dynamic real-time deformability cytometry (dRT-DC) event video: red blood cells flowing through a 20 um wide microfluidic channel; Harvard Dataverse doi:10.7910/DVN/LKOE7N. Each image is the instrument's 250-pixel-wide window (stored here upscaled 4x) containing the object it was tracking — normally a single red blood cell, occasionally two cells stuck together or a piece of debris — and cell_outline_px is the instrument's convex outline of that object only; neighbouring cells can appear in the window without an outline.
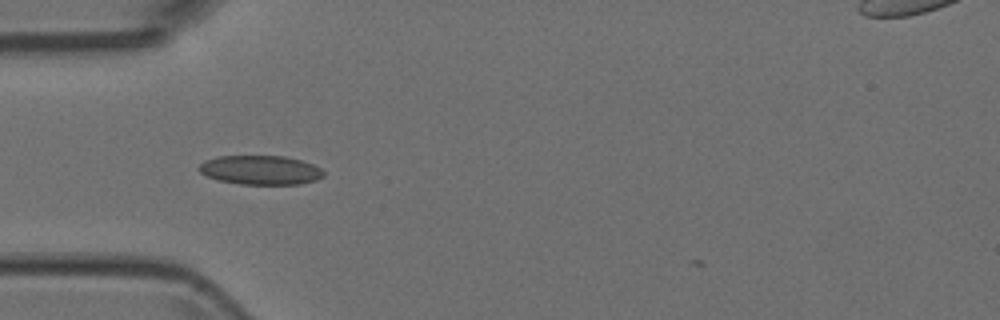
{"species": "Egyptian fruit bat (a non-hibernating species)", "species_latin": "Rousettus aegyptiacus", "temperature_condition": "room temperature", "stored_images_in_passage": 6, "camera_frame_rate_fps": 3000, "um_per_image_px": 0.085, "animal": {"sex": "female"}, "frame": {"image": 1, "passage_image": 1, "time_ms": 0.0, "image_size_px": [1000, 320], "cell_outline_px": [[324, 176], [316, 180], [300, 184], [240, 184], [220, 180], [208, 176], [200, 172], [196, 168], [204, 160], [216, 156], [284, 156], [300, 160], [312, 164], [320, 168], [324, 172]], "centroid_in_image_um": [22.12, 14.45], "position_along_channel_um": 62.9, "area_um2": 21.15}}
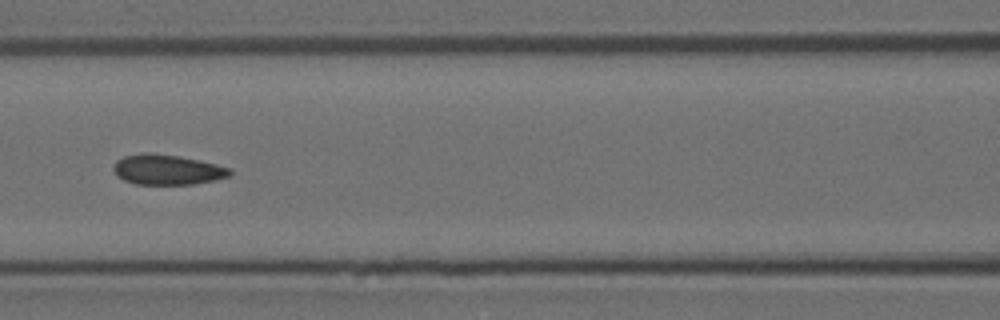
{"frame": {"image": 2, "passage_image": 3, "time_ms": 0.667, "image_size_px": [1000, 320], "cell_outline_px": [[232, 172], [228, 176], [216, 180], [192, 184], [136, 184], [124, 180], [116, 176], [112, 168], [116, 160], [124, 156], [144, 152], [152, 152], [176, 156], [216, 164], [232, 168]], "centroid_in_image_um": [14.18, 14.42], "position_along_channel_um": 152.4, "area_um2": 20.46}}
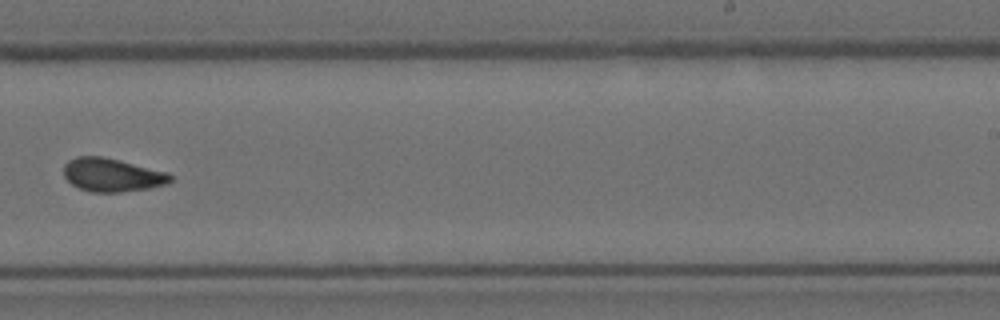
{"frame": {"image": 3, "passage_image": 6, "time_ms": 1.667, "image_size_px": [1000, 320], "cell_outline_px": [[172, 180], [168, 184], [148, 188], [120, 192], [92, 192], [80, 188], [72, 184], [64, 176], [64, 164], [68, 160], [76, 156], [100, 156], [168, 172], [172, 176]], "centroid_in_image_um": [9.52, 14.87], "position_along_channel_um": 279.5, "area_um2": 20.58}}